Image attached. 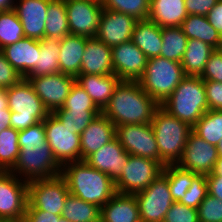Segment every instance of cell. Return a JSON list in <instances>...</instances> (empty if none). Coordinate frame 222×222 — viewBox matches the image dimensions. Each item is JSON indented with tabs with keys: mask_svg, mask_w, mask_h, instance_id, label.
I'll return each instance as SVG.
<instances>
[{
	"mask_svg": "<svg viewBox=\"0 0 222 222\" xmlns=\"http://www.w3.org/2000/svg\"><path fill=\"white\" fill-rule=\"evenodd\" d=\"M23 77L6 60L3 52L0 50V88H10L19 83Z\"/></svg>",
	"mask_w": 222,
	"mask_h": 222,
	"instance_id": "cell-47",
	"label": "cell"
},
{
	"mask_svg": "<svg viewBox=\"0 0 222 222\" xmlns=\"http://www.w3.org/2000/svg\"><path fill=\"white\" fill-rule=\"evenodd\" d=\"M116 137V126L102 113L80 134L81 161Z\"/></svg>",
	"mask_w": 222,
	"mask_h": 222,
	"instance_id": "cell-23",
	"label": "cell"
},
{
	"mask_svg": "<svg viewBox=\"0 0 222 222\" xmlns=\"http://www.w3.org/2000/svg\"><path fill=\"white\" fill-rule=\"evenodd\" d=\"M209 110H222V83L204 81Z\"/></svg>",
	"mask_w": 222,
	"mask_h": 222,
	"instance_id": "cell-48",
	"label": "cell"
},
{
	"mask_svg": "<svg viewBox=\"0 0 222 222\" xmlns=\"http://www.w3.org/2000/svg\"><path fill=\"white\" fill-rule=\"evenodd\" d=\"M61 216L71 222H101V207L69 194Z\"/></svg>",
	"mask_w": 222,
	"mask_h": 222,
	"instance_id": "cell-32",
	"label": "cell"
},
{
	"mask_svg": "<svg viewBox=\"0 0 222 222\" xmlns=\"http://www.w3.org/2000/svg\"><path fill=\"white\" fill-rule=\"evenodd\" d=\"M218 158L217 146L207 143L191 131L182 158L176 165L195 174L207 176L214 171Z\"/></svg>",
	"mask_w": 222,
	"mask_h": 222,
	"instance_id": "cell-14",
	"label": "cell"
},
{
	"mask_svg": "<svg viewBox=\"0 0 222 222\" xmlns=\"http://www.w3.org/2000/svg\"><path fill=\"white\" fill-rule=\"evenodd\" d=\"M80 74H114L111 47L96 37H87Z\"/></svg>",
	"mask_w": 222,
	"mask_h": 222,
	"instance_id": "cell-22",
	"label": "cell"
},
{
	"mask_svg": "<svg viewBox=\"0 0 222 222\" xmlns=\"http://www.w3.org/2000/svg\"><path fill=\"white\" fill-rule=\"evenodd\" d=\"M6 91L11 111L10 127L21 131L43 121L50 114L27 79L23 78Z\"/></svg>",
	"mask_w": 222,
	"mask_h": 222,
	"instance_id": "cell-5",
	"label": "cell"
},
{
	"mask_svg": "<svg viewBox=\"0 0 222 222\" xmlns=\"http://www.w3.org/2000/svg\"><path fill=\"white\" fill-rule=\"evenodd\" d=\"M213 173L222 176V157L218 158Z\"/></svg>",
	"mask_w": 222,
	"mask_h": 222,
	"instance_id": "cell-56",
	"label": "cell"
},
{
	"mask_svg": "<svg viewBox=\"0 0 222 222\" xmlns=\"http://www.w3.org/2000/svg\"><path fill=\"white\" fill-rule=\"evenodd\" d=\"M163 222H199L198 211L174 201Z\"/></svg>",
	"mask_w": 222,
	"mask_h": 222,
	"instance_id": "cell-45",
	"label": "cell"
},
{
	"mask_svg": "<svg viewBox=\"0 0 222 222\" xmlns=\"http://www.w3.org/2000/svg\"><path fill=\"white\" fill-rule=\"evenodd\" d=\"M209 23L214 29H216L222 36V0H219L217 4L206 15Z\"/></svg>",
	"mask_w": 222,
	"mask_h": 222,
	"instance_id": "cell-51",
	"label": "cell"
},
{
	"mask_svg": "<svg viewBox=\"0 0 222 222\" xmlns=\"http://www.w3.org/2000/svg\"><path fill=\"white\" fill-rule=\"evenodd\" d=\"M4 109H9L8 95L6 88H0V112H4Z\"/></svg>",
	"mask_w": 222,
	"mask_h": 222,
	"instance_id": "cell-54",
	"label": "cell"
},
{
	"mask_svg": "<svg viewBox=\"0 0 222 222\" xmlns=\"http://www.w3.org/2000/svg\"><path fill=\"white\" fill-rule=\"evenodd\" d=\"M28 182L10 171H0V219L24 220Z\"/></svg>",
	"mask_w": 222,
	"mask_h": 222,
	"instance_id": "cell-12",
	"label": "cell"
},
{
	"mask_svg": "<svg viewBox=\"0 0 222 222\" xmlns=\"http://www.w3.org/2000/svg\"><path fill=\"white\" fill-rule=\"evenodd\" d=\"M6 60L25 78L37 65L40 54V40L22 38L1 49Z\"/></svg>",
	"mask_w": 222,
	"mask_h": 222,
	"instance_id": "cell-21",
	"label": "cell"
},
{
	"mask_svg": "<svg viewBox=\"0 0 222 222\" xmlns=\"http://www.w3.org/2000/svg\"><path fill=\"white\" fill-rule=\"evenodd\" d=\"M69 194L67 182L62 175L28 181L26 209H39L55 215H62Z\"/></svg>",
	"mask_w": 222,
	"mask_h": 222,
	"instance_id": "cell-8",
	"label": "cell"
},
{
	"mask_svg": "<svg viewBox=\"0 0 222 222\" xmlns=\"http://www.w3.org/2000/svg\"><path fill=\"white\" fill-rule=\"evenodd\" d=\"M163 168L158 161L129 154L127 164L115 181L116 192L135 195L143 191L162 173Z\"/></svg>",
	"mask_w": 222,
	"mask_h": 222,
	"instance_id": "cell-10",
	"label": "cell"
},
{
	"mask_svg": "<svg viewBox=\"0 0 222 222\" xmlns=\"http://www.w3.org/2000/svg\"><path fill=\"white\" fill-rule=\"evenodd\" d=\"M22 38H25V35L16 11H0V49Z\"/></svg>",
	"mask_w": 222,
	"mask_h": 222,
	"instance_id": "cell-39",
	"label": "cell"
},
{
	"mask_svg": "<svg viewBox=\"0 0 222 222\" xmlns=\"http://www.w3.org/2000/svg\"><path fill=\"white\" fill-rule=\"evenodd\" d=\"M59 54V39L44 38L43 40H40L38 65L26 77H36L40 75L60 73Z\"/></svg>",
	"mask_w": 222,
	"mask_h": 222,
	"instance_id": "cell-31",
	"label": "cell"
},
{
	"mask_svg": "<svg viewBox=\"0 0 222 222\" xmlns=\"http://www.w3.org/2000/svg\"><path fill=\"white\" fill-rule=\"evenodd\" d=\"M61 215L39 209H26L24 222H60Z\"/></svg>",
	"mask_w": 222,
	"mask_h": 222,
	"instance_id": "cell-50",
	"label": "cell"
},
{
	"mask_svg": "<svg viewBox=\"0 0 222 222\" xmlns=\"http://www.w3.org/2000/svg\"><path fill=\"white\" fill-rule=\"evenodd\" d=\"M101 222H141L135 195L116 193L101 207Z\"/></svg>",
	"mask_w": 222,
	"mask_h": 222,
	"instance_id": "cell-25",
	"label": "cell"
},
{
	"mask_svg": "<svg viewBox=\"0 0 222 222\" xmlns=\"http://www.w3.org/2000/svg\"><path fill=\"white\" fill-rule=\"evenodd\" d=\"M207 143L217 146L222 139V110H208L192 127Z\"/></svg>",
	"mask_w": 222,
	"mask_h": 222,
	"instance_id": "cell-34",
	"label": "cell"
},
{
	"mask_svg": "<svg viewBox=\"0 0 222 222\" xmlns=\"http://www.w3.org/2000/svg\"><path fill=\"white\" fill-rule=\"evenodd\" d=\"M70 34L95 37L103 6L91 0H65Z\"/></svg>",
	"mask_w": 222,
	"mask_h": 222,
	"instance_id": "cell-16",
	"label": "cell"
},
{
	"mask_svg": "<svg viewBox=\"0 0 222 222\" xmlns=\"http://www.w3.org/2000/svg\"><path fill=\"white\" fill-rule=\"evenodd\" d=\"M217 152H218V156L222 157V139L219 141L217 145Z\"/></svg>",
	"mask_w": 222,
	"mask_h": 222,
	"instance_id": "cell-57",
	"label": "cell"
},
{
	"mask_svg": "<svg viewBox=\"0 0 222 222\" xmlns=\"http://www.w3.org/2000/svg\"><path fill=\"white\" fill-rule=\"evenodd\" d=\"M52 113L62 122L63 126L72 130V133L80 135L101 114V110H63L59 108Z\"/></svg>",
	"mask_w": 222,
	"mask_h": 222,
	"instance_id": "cell-38",
	"label": "cell"
},
{
	"mask_svg": "<svg viewBox=\"0 0 222 222\" xmlns=\"http://www.w3.org/2000/svg\"><path fill=\"white\" fill-rule=\"evenodd\" d=\"M187 16L185 0H150L148 19L161 28L181 27Z\"/></svg>",
	"mask_w": 222,
	"mask_h": 222,
	"instance_id": "cell-27",
	"label": "cell"
},
{
	"mask_svg": "<svg viewBox=\"0 0 222 222\" xmlns=\"http://www.w3.org/2000/svg\"><path fill=\"white\" fill-rule=\"evenodd\" d=\"M50 113L61 108L76 82L75 77L63 73L25 77Z\"/></svg>",
	"mask_w": 222,
	"mask_h": 222,
	"instance_id": "cell-15",
	"label": "cell"
},
{
	"mask_svg": "<svg viewBox=\"0 0 222 222\" xmlns=\"http://www.w3.org/2000/svg\"><path fill=\"white\" fill-rule=\"evenodd\" d=\"M91 1H94V2L100 3L101 5H102L103 2H104V0H91Z\"/></svg>",
	"mask_w": 222,
	"mask_h": 222,
	"instance_id": "cell-59",
	"label": "cell"
},
{
	"mask_svg": "<svg viewBox=\"0 0 222 222\" xmlns=\"http://www.w3.org/2000/svg\"><path fill=\"white\" fill-rule=\"evenodd\" d=\"M116 138L128 154L159 162L158 145L151 123L116 126Z\"/></svg>",
	"mask_w": 222,
	"mask_h": 222,
	"instance_id": "cell-13",
	"label": "cell"
},
{
	"mask_svg": "<svg viewBox=\"0 0 222 222\" xmlns=\"http://www.w3.org/2000/svg\"><path fill=\"white\" fill-rule=\"evenodd\" d=\"M18 136L19 131L12 127L0 133V171H10L14 167L20 152Z\"/></svg>",
	"mask_w": 222,
	"mask_h": 222,
	"instance_id": "cell-36",
	"label": "cell"
},
{
	"mask_svg": "<svg viewBox=\"0 0 222 222\" xmlns=\"http://www.w3.org/2000/svg\"><path fill=\"white\" fill-rule=\"evenodd\" d=\"M141 222H163L174 200L167 176L162 172L146 189L135 194Z\"/></svg>",
	"mask_w": 222,
	"mask_h": 222,
	"instance_id": "cell-9",
	"label": "cell"
},
{
	"mask_svg": "<svg viewBox=\"0 0 222 222\" xmlns=\"http://www.w3.org/2000/svg\"><path fill=\"white\" fill-rule=\"evenodd\" d=\"M200 77L204 81H218L222 83V49H215L211 54Z\"/></svg>",
	"mask_w": 222,
	"mask_h": 222,
	"instance_id": "cell-46",
	"label": "cell"
},
{
	"mask_svg": "<svg viewBox=\"0 0 222 222\" xmlns=\"http://www.w3.org/2000/svg\"><path fill=\"white\" fill-rule=\"evenodd\" d=\"M168 178L169 191L174 201L179 202L189 189L193 179L198 175L178 165H166L162 171Z\"/></svg>",
	"mask_w": 222,
	"mask_h": 222,
	"instance_id": "cell-37",
	"label": "cell"
},
{
	"mask_svg": "<svg viewBox=\"0 0 222 222\" xmlns=\"http://www.w3.org/2000/svg\"><path fill=\"white\" fill-rule=\"evenodd\" d=\"M208 194V183L206 175H197L189 189L185 192V196L179 201L183 205L197 209L200 203Z\"/></svg>",
	"mask_w": 222,
	"mask_h": 222,
	"instance_id": "cell-42",
	"label": "cell"
},
{
	"mask_svg": "<svg viewBox=\"0 0 222 222\" xmlns=\"http://www.w3.org/2000/svg\"><path fill=\"white\" fill-rule=\"evenodd\" d=\"M160 106L193 127L209 110L204 80L199 76H185Z\"/></svg>",
	"mask_w": 222,
	"mask_h": 222,
	"instance_id": "cell-3",
	"label": "cell"
},
{
	"mask_svg": "<svg viewBox=\"0 0 222 222\" xmlns=\"http://www.w3.org/2000/svg\"><path fill=\"white\" fill-rule=\"evenodd\" d=\"M114 74L121 81H138L147 65L145 54L130 40L111 47Z\"/></svg>",
	"mask_w": 222,
	"mask_h": 222,
	"instance_id": "cell-17",
	"label": "cell"
},
{
	"mask_svg": "<svg viewBox=\"0 0 222 222\" xmlns=\"http://www.w3.org/2000/svg\"><path fill=\"white\" fill-rule=\"evenodd\" d=\"M86 41L87 37L73 34H68L60 40V73L75 78L80 74Z\"/></svg>",
	"mask_w": 222,
	"mask_h": 222,
	"instance_id": "cell-26",
	"label": "cell"
},
{
	"mask_svg": "<svg viewBox=\"0 0 222 222\" xmlns=\"http://www.w3.org/2000/svg\"><path fill=\"white\" fill-rule=\"evenodd\" d=\"M219 0H185L188 15L206 16Z\"/></svg>",
	"mask_w": 222,
	"mask_h": 222,
	"instance_id": "cell-49",
	"label": "cell"
},
{
	"mask_svg": "<svg viewBox=\"0 0 222 222\" xmlns=\"http://www.w3.org/2000/svg\"><path fill=\"white\" fill-rule=\"evenodd\" d=\"M15 0H0V11L13 10Z\"/></svg>",
	"mask_w": 222,
	"mask_h": 222,
	"instance_id": "cell-55",
	"label": "cell"
},
{
	"mask_svg": "<svg viewBox=\"0 0 222 222\" xmlns=\"http://www.w3.org/2000/svg\"><path fill=\"white\" fill-rule=\"evenodd\" d=\"M45 38L61 40L70 34L65 0H52L47 9Z\"/></svg>",
	"mask_w": 222,
	"mask_h": 222,
	"instance_id": "cell-33",
	"label": "cell"
},
{
	"mask_svg": "<svg viewBox=\"0 0 222 222\" xmlns=\"http://www.w3.org/2000/svg\"><path fill=\"white\" fill-rule=\"evenodd\" d=\"M159 106L138 81H120L101 113L115 126L150 124Z\"/></svg>",
	"mask_w": 222,
	"mask_h": 222,
	"instance_id": "cell-1",
	"label": "cell"
},
{
	"mask_svg": "<svg viewBox=\"0 0 222 222\" xmlns=\"http://www.w3.org/2000/svg\"><path fill=\"white\" fill-rule=\"evenodd\" d=\"M136 22L130 15L103 9L95 37L110 47L122 44L131 40Z\"/></svg>",
	"mask_w": 222,
	"mask_h": 222,
	"instance_id": "cell-18",
	"label": "cell"
},
{
	"mask_svg": "<svg viewBox=\"0 0 222 222\" xmlns=\"http://www.w3.org/2000/svg\"><path fill=\"white\" fill-rule=\"evenodd\" d=\"M52 0H15L14 10L26 38L43 40L48 5Z\"/></svg>",
	"mask_w": 222,
	"mask_h": 222,
	"instance_id": "cell-19",
	"label": "cell"
},
{
	"mask_svg": "<svg viewBox=\"0 0 222 222\" xmlns=\"http://www.w3.org/2000/svg\"><path fill=\"white\" fill-rule=\"evenodd\" d=\"M208 183V194L222 200V176L213 172L206 176Z\"/></svg>",
	"mask_w": 222,
	"mask_h": 222,
	"instance_id": "cell-52",
	"label": "cell"
},
{
	"mask_svg": "<svg viewBox=\"0 0 222 222\" xmlns=\"http://www.w3.org/2000/svg\"><path fill=\"white\" fill-rule=\"evenodd\" d=\"M103 9L121 12L136 20L148 19L150 0H104Z\"/></svg>",
	"mask_w": 222,
	"mask_h": 222,
	"instance_id": "cell-40",
	"label": "cell"
},
{
	"mask_svg": "<svg viewBox=\"0 0 222 222\" xmlns=\"http://www.w3.org/2000/svg\"><path fill=\"white\" fill-rule=\"evenodd\" d=\"M215 48L196 39H188L181 65L185 76H201Z\"/></svg>",
	"mask_w": 222,
	"mask_h": 222,
	"instance_id": "cell-29",
	"label": "cell"
},
{
	"mask_svg": "<svg viewBox=\"0 0 222 222\" xmlns=\"http://www.w3.org/2000/svg\"><path fill=\"white\" fill-rule=\"evenodd\" d=\"M184 77L180 62L158 56L147 60L144 75L138 82L142 89L161 105Z\"/></svg>",
	"mask_w": 222,
	"mask_h": 222,
	"instance_id": "cell-6",
	"label": "cell"
},
{
	"mask_svg": "<svg viewBox=\"0 0 222 222\" xmlns=\"http://www.w3.org/2000/svg\"><path fill=\"white\" fill-rule=\"evenodd\" d=\"M61 175L65 178L71 195L99 207L104 206L117 193L115 182L85 161L65 164Z\"/></svg>",
	"mask_w": 222,
	"mask_h": 222,
	"instance_id": "cell-2",
	"label": "cell"
},
{
	"mask_svg": "<svg viewBox=\"0 0 222 222\" xmlns=\"http://www.w3.org/2000/svg\"><path fill=\"white\" fill-rule=\"evenodd\" d=\"M162 40L160 56L181 63L188 42L183 29L181 27L162 28Z\"/></svg>",
	"mask_w": 222,
	"mask_h": 222,
	"instance_id": "cell-35",
	"label": "cell"
},
{
	"mask_svg": "<svg viewBox=\"0 0 222 222\" xmlns=\"http://www.w3.org/2000/svg\"><path fill=\"white\" fill-rule=\"evenodd\" d=\"M129 154L115 137L99 150L91 154L85 162L91 167L106 173L114 182L120 177L127 164Z\"/></svg>",
	"mask_w": 222,
	"mask_h": 222,
	"instance_id": "cell-20",
	"label": "cell"
},
{
	"mask_svg": "<svg viewBox=\"0 0 222 222\" xmlns=\"http://www.w3.org/2000/svg\"><path fill=\"white\" fill-rule=\"evenodd\" d=\"M10 172L28 182L61 175L62 166L45 142L40 147L37 145L21 147L17 161Z\"/></svg>",
	"mask_w": 222,
	"mask_h": 222,
	"instance_id": "cell-7",
	"label": "cell"
},
{
	"mask_svg": "<svg viewBox=\"0 0 222 222\" xmlns=\"http://www.w3.org/2000/svg\"><path fill=\"white\" fill-rule=\"evenodd\" d=\"M0 222H24L23 220H4L0 219Z\"/></svg>",
	"mask_w": 222,
	"mask_h": 222,
	"instance_id": "cell-58",
	"label": "cell"
},
{
	"mask_svg": "<svg viewBox=\"0 0 222 222\" xmlns=\"http://www.w3.org/2000/svg\"><path fill=\"white\" fill-rule=\"evenodd\" d=\"M10 118V109H4V112H0V133L2 132V130L10 127Z\"/></svg>",
	"mask_w": 222,
	"mask_h": 222,
	"instance_id": "cell-53",
	"label": "cell"
},
{
	"mask_svg": "<svg viewBox=\"0 0 222 222\" xmlns=\"http://www.w3.org/2000/svg\"><path fill=\"white\" fill-rule=\"evenodd\" d=\"M181 28L188 39L201 40L215 49H222V36L212 27L206 16L188 15Z\"/></svg>",
	"mask_w": 222,
	"mask_h": 222,
	"instance_id": "cell-30",
	"label": "cell"
},
{
	"mask_svg": "<svg viewBox=\"0 0 222 222\" xmlns=\"http://www.w3.org/2000/svg\"><path fill=\"white\" fill-rule=\"evenodd\" d=\"M131 41L145 54L147 59L158 57L163 44L162 28L149 19L137 20Z\"/></svg>",
	"mask_w": 222,
	"mask_h": 222,
	"instance_id": "cell-28",
	"label": "cell"
},
{
	"mask_svg": "<svg viewBox=\"0 0 222 222\" xmlns=\"http://www.w3.org/2000/svg\"><path fill=\"white\" fill-rule=\"evenodd\" d=\"M75 79L101 111L110 101L115 87L121 81L115 74H79Z\"/></svg>",
	"mask_w": 222,
	"mask_h": 222,
	"instance_id": "cell-24",
	"label": "cell"
},
{
	"mask_svg": "<svg viewBox=\"0 0 222 222\" xmlns=\"http://www.w3.org/2000/svg\"><path fill=\"white\" fill-rule=\"evenodd\" d=\"M200 222H222V200L207 194L197 208Z\"/></svg>",
	"mask_w": 222,
	"mask_h": 222,
	"instance_id": "cell-43",
	"label": "cell"
},
{
	"mask_svg": "<svg viewBox=\"0 0 222 222\" xmlns=\"http://www.w3.org/2000/svg\"><path fill=\"white\" fill-rule=\"evenodd\" d=\"M61 108L63 110H100L77 82L73 84Z\"/></svg>",
	"mask_w": 222,
	"mask_h": 222,
	"instance_id": "cell-41",
	"label": "cell"
},
{
	"mask_svg": "<svg viewBox=\"0 0 222 222\" xmlns=\"http://www.w3.org/2000/svg\"><path fill=\"white\" fill-rule=\"evenodd\" d=\"M46 141L44 122H38L36 125L19 131L18 144L19 148L27 146H42Z\"/></svg>",
	"mask_w": 222,
	"mask_h": 222,
	"instance_id": "cell-44",
	"label": "cell"
},
{
	"mask_svg": "<svg viewBox=\"0 0 222 222\" xmlns=\"http://www.w3.org/2000/svg\"><path fill=\"white\" fill-rule=\"evenodd\" d=\"M60 222H71V221H68V220H65L64 218H61Z\"/></svg>",
	"mask_w": 222,
	"mask_h": 222,
	"instance_id": "cell-60",
	"label": "cell"
},
{
	"mask_svg": "<svg viewBox=\"0 0 222 222\" xmlns=\"http://www.w3.org/2000/svg\"><path fill=\"white\" fill-rule=\"evenodd\" d=\"M151 126L159 151V163L176 165L182 158L187 138L192 127L169 114L159 106L153 115Z\"/></svg>",
	"mask_w": 222,
	"mask_h": 222,
	"instance_id": "cell-4",
	"label": "cell"
},
{
	"mask_svg": "<svg viewBox=\"0 0 222 222\" xmlns=\"http://www.w3.org/2000/svg\"><path fill=\"white\" fill-rule=\"evenodd\" d=\"M43 122L46 141L57 162L63 167L67 163L81 161L80 135L63 126L53 113H50Z\"/></svg>",
	"mask_w": 222,
	"mask_h": 222,
	"instance_id": "cell-11",
	"label": "cell"
}]
</instances>
